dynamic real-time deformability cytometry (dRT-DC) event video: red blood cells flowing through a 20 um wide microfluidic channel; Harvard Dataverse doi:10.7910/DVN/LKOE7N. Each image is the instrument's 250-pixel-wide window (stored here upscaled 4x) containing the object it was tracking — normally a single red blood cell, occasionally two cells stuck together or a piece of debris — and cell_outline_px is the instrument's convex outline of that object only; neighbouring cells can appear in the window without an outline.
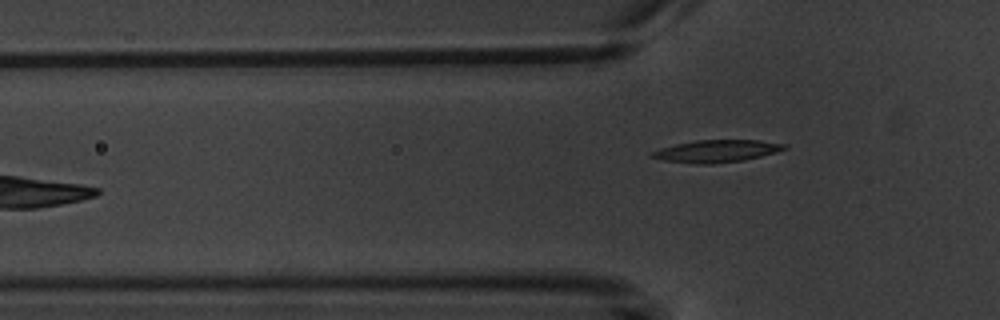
{"species": "common noctule bat (a hibernating species)", "species_latin": "Nyctalus noctula", "temperature_condition": "warm", "stored_images_in_passage": 6, "camera_frame_rate_fps": 3000, "um_per_image_px": 0.085, "animal": {"sex": "male", "body_mass_g": 20.1, "forearm_length_mm": 53.5}, "frame": {"image": 1, "passage_image": 6, "time_ms": 6.333, "image_size_px": [1000, 320], "cell_outline_px": [[788, 148], [776, 152], [744, 160], [712, 164], [700, 164], [664, 160], [648, 156], [648, 152], [660, 148], [676, 144], [696, 140], [760, 140], [788, 144]], "centroid_in_image_um": [60.9, 12.84], "position_along_channel_um": 64.9, "area_um2": 17.28}}